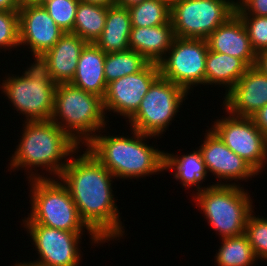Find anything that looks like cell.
<instances>
[{"instance_id":"11","label":"cell","mask_w":267,"mask_h":266,"mask_svg":"<svg viewBox=\"0 0 267 266\" xmlns=\"http://www.w3.org/2000/svg\"><path fill=\"white\" fill-rule=\"evenodd\" d=\"M226 115L212 121L214 123L210 129L228 148L261 174L267 167V137L251 117H239L228 112Z\"/></svg>"},{"instance_id":"15","label":"cell","mask_w":267,"mask_h":266,"mask_svg":"<svg viewBox=\"0 0 267 266\" xmlns=\"http://www.w3.org/2000/svg\"><path fill=\"white\" fill-rule=\"evenodd\" d=\"M18 14L20 47L30 49L34 61L51 49L65 33L42 4L20 7Z\"/></svg>"},{"instance_id":"18","label":"cell","mask_w":267,"mask_h":266,"mask_svg":"<svg viewBox=\"0 0 267 266\" xmlns=\"http://www.w3.org/2000/svg\"><path fill=\"white\" fill-rule=\"evenodd\" d=\"M208 50L242 59L249 67L256 62L248 32L241 18L235 13L217 27L206 39Z\"/></svg>"},{"instance_id":"36","label":"cell","mask_w":267,"mask_h":266,"mask_svg":"<svg viewBox=\"0 0 267 266\" xmlns=\"http://www.w3.org/2000/svg\"><path fill=\"white\" fill-rule=\"evenodd\" d=\"M143 1H145V0H116L115 5L120 6V7H124V8H129V7H133L135 5H138Z\"/></svg>"},{"instance_id":"28","label":"cell","mask_w":267,"mask_h":266,"mask_svg":"<svg viewBox=\"0 0 267 266\" xmlns=\"http://www.w3.org/2000/svg\"><path fill=\"white\" fill-rule=\"evenodd\" d=\"M254 213L253 211L248 217L244 234L256 258L267 262V218L255 216Z\"/></svg>"},{"instance_id":"14","label":"cell","mask_w":267,"mask_h":266,"mask_svg":"<svg viewBox=\"0 0 267 266\" xmlns=\"http://www.w3.org/2000/svg\"><path fill=\"white\" fill-rule=\"evenodd\" d=\"M205 132L203 133L205 140L198 149L202 154L208 173H212L211 175L215 176V179L218 178L217 185L240 186L239 180L247 182L249 179L252 180V177L259 175L247 161L228 148L210 128ZM218 180L220 181L218 182Z\"/></svg>"},{"instance_id":"40","label":"cell","mask_w":267,"mask_h":266,"mask_svg":"<svg viewBox=\"0 0 267 266\" xmlns=\"http://www.w3.org/2000/svg\"><path fill=\"white\" fill-rule=\"evenodd\" d=\"M166 1H168L170 4L173 2V1H175V0H166Z\"/></svg>"},{"instance_id":"33","label":"cell","mask_w":267,"mask_h":266,"mask_svg":"<svg viewBox=\"0 0 267 266\" xmlns=\"http://www.w3.org/2000/svg\"><path fill=\"white\" fill-rule=\"evenodd\" d=\"M254 124L267 137V104L251 116Z\"/></svg>"},{"instance_id":"39","label":"cell","mask_w":267,"mask_h":266,"mask_svg":"<svg viewBox=\"0 0 267 266\" xmlns=\"http://www.w3.org/2000/svg\"><path fill=\"white\" fill-rule=\"evenodd\" d=\"M14 266H41V265H38V264L33 263V262H31V261H29V262H25V261H23V262H19V261H18V263H17V261H16V263L14 264Z\"/></svg>"},{"instance_id":"4","label":"cell","mask_w":267,"mask_h":266,"mask_svg":"<svg viewBox=\"0 0 267 266\" xmlns=\"http://www.w3.org/2000/svg\"><path fill=\"white\" fill-rule=\"evenodd\" d=\"M103 98L70 83H59L55 89L54 108L50 118L81 147L108 124ZM107 123V124H106Z\"/></svg>"},{"instance_id":"26","label":"cell","mask_w":267,"mask_h":266,"mask_svg":"<svg viewBox=\"0 0 267 266\" xmlns=\"http://www.w3.org/2000/svg\"><path fill=\"white\" fill-rule=\"evenodd\" d=\"M149 61L134 50L106 53L104 75L107 84L126 75L140 72Z\"/></svg>"},{"instance_id":"16","label":"cell","mask_w":267,"mask_h":266,"mask_svg":"<svg viewBox=\"0 0 267 266\" xmlns=\"http://www.w3.org/2000/svg\"><path fill=\"white\" fill-rule=\"evenodd\" d=\"M223 96V110L239 117H251L267 104V76L250 66Z\"/></svg>"},{"instance_id":"22","label":"cell","mask_w":267,"mask_h":266,"mask_svg":"<svg viewBox=\"0 0 267 266\" xmlns=\"http://www.w3.org/2000/svg\"><path fill=\"white\" fill-rule=\"evenodd\" d=\"M248 68L249 66L242 59L208 50L205 64V85L222 86L227 93Z\"/></svg>"},{"instance_id":"12","label":"cell","mask_w":267,"mask_h":266,"mask_svg":"<svg viewBox=\"0 0 267 266\" xmlns=\"http://www.w3.org/2000/svg\"><path fill=\"white\" fill-rule=\"evenodd\" d=\"M21 225H24L39 257L31 262L41 266H80L83 254L79 245L84 232H68L38 223Z\"/></svg>"},{"instance_id":"13","label":"cell","mask_w":267,"mask_h":266,"mask_svg":"<svg viewBox=\"0 0 267 266\" xmlns=\"http://www.w3.org/2000/svg\"><path fill=\"white\" fill-rule=\"evenodd\" d=\"M160 77L157 63H148L140 72L126 75L107 84L103 97L105 114L113 112L125 120L139 108L151 85ZM108 111V112H107Z\"/></svg>"},{"instance_id":"21","label":"cell","mask_w":267,"mask_h":266,"mask_svg":"<svg viewBox=\"0 0 267 266\" xmlns=\"http://www.w3.org/2000/svg\"><path fill=\"white\" fill-rule=\"evenodd\" d=\"M165 172L173 171V178L179 181L184 188H192L195 186L196 191L206 188L202 183L207 179L208 171L203 161L202 154L197 148L193 152L178 155L173 153H165ZM207 176V177H206Z\"/></svg>"},{"instance_id":"27","label":"cell","mask_w":267,"mask_h":266,"mask_svg":"<svg viewBox=\"0 0 267 266\" xmlns=\"http://www.w3.org/2000/svg\"><path fill=\"white\" fill-rule=\"evenodd\" d=\"M128 10L132 27H152L170 21V3L166 0H145Z\"/></svg>"},{"instance_id":"24","label":"cell","mask_w":267,"mask_h":266,"mask_svg":"<svg viewBox=\"0 0 267 266\" xmlns=\"http://www.w3.org/2000/svg\"><path fill=\"white\" fill-rule=\"evenodd\" d=\"M107 7L79 1L73 31L87 43H95L104 30Z\"/></svg>"},{"instance_id":"31","label":"cell","mask_w":267,"mask_h":266,"mask_svg":"<svg viewBox=\"0 0 267 266\" xmlns=\"http://www.w3.org/2000/svg\"><path fill=\"white\" fill-rule=\"evenodd\" d=\"M248 32L252 48L258 54L267 50V16L238 15Z\"/></svg>"},{"instance_id":"1","label":"cell","mask_w":267,"mask_h":266,"mask_svg":"<svg viewBox=\"0 0 267 266\" xmlns=\"http://www.w3.org/2000/svg\"><path fill=\"white\" fill-rule=\"evenodd\" d=\"M70 158L59 179L68 188L79 217L103 242L125 235L120 211L115 204L114 175L87 149ZM114 179V180H113ZM120 217V218H119Z\"/></svg>"},{"instance_id":"6","label":"cell","mask_w":267,"mask_h":266,"mask_svg":"<svg viewBox=\"0 0 267 266\" xmlns=\"http://www.w3.org/2000/svg\"><path fill=\"white\" fill-rule=\"evenodd\" d=\"M193 201L208 225L220 238L244 234L246 223L254 211L252 196L241 185H217L193 192Z\"/></svg>"},{"instance_id":"8","label":"cell","mask_w":267,"mask_h":266,"mask_svg":"<svg viewBox=\"0 0 267 266\" xmlns=\"http://www.w3.org/2000/svg\"><path fill=\"white\" fill-rule=\"evenodd\" d=\"M189 93L161 76L151 85L138 110L126 120L130 129L160 137L174 121Z\"/></svg>"},{"instance_id":"37","label":"cell","mask_w":267,"mask_h":266,"mask_svg":"<svg viewBox=\"0 0 267 266\" xmlns=\"http://www.w3.org/2000/svg\"><path fill=\"white\" fill-rule=\"evenodd\" d=\"M79 1L91 3L95 5H101V6L108 8V7L114 6L116 0H79Z\"/></svg>"},{"instance_id":"7","label":"cell","mask_w":267,"mask_h":266,"mask_svg":"<svg viewBox=\"0 0 267 266\" xmlns=\"http://www.w3.org/2000/svg\"><path fill=\"white\" fill-rule=\"evenodd\" d=\"M32 62L22 76L5 74L0 89L14 107L12 109L25 116L24 121L50 120L57 84L35 61Z\"/></svg>"},{"instance_id":"20","label":"cell","mask_w":267,"mask_h":266,"mask_svg":"<svg viewBox=\"0 0 267 266\" xmlns=\"http://www.w3.org/2000/svg\"><path fill=\"white\" fill-rule=\"evenodd\" d=\"M105 57L106 53L95 43H87L81 51L76 73L70 84L103 98L107 88L104 75Z\"/></svg>"},{"instance_id":"19","label":"cell","mask_w":267,"mask_h":266,"mask_svg":"<svg viewBox=\"0 0 267 266\" xmlns=\"http://www.w3.org/2000/svg\"><path fill=\"white\" fill-rule=\"evenodd\" d=\"M175 38L171 21L152 27H132L129 49L141 54L150 63L158 64L167 54Z\"/></svg>"},{"instance_id":"32","label":"cell","mask_w":267,"mask_h":266,"mask_svg":"<svg viewBox=\"0 0 267 266\" xmlns=\"http://www.w3.org/2000/svg\"><path fill=\"white\" fill-rule=\"evenodd\" d=\"M237 15L267 16V0H236Z\"/></svg>"},{"instance_id":"34","label":"cell","mask_w":267,"mask_h":266,"mask_svg":"<svg viewBox=\"0 0 267 266\" xmlns=\"http://www.w3.org/2000/svg\"><path fill=\"white\" fill-rule=\"evenodd\" d=\"M254 66L267 76V50L261 51L257 54Z\"/></svg>"},{"instance_id":"23","label":"cell","mask_w":267,"mask_h":266,"mask_svg":"<svg viewBox=\"0 0 267 266\" xmlns=\"http://www.w3.org/2000/svg\"><path fill=\"white\" fill-rule=\"evenodd\" d=\"M131 28L128 8L108 7L104 30L95 44L105 53L126 51L129 49Z\"/></svg>"},{"instance_id":"9","label":"cell","mask_w":267,"mask_h":266,"mask_svg":"<svg viewBox=\"0 0 267 266\" xmlns=\"http://www.w3.org/2000/svg\"><path fill=\"white\" fill-rule=\"evenodd\" d=\"M236 0H175L170 21L175 36L204 39L235 14Z\"/></svg>"},{"instance_id":"25","label":"cell","mask_w":267,"mask_h":266,"mask_svg":"<svg viewBox=\"0 0 267 266\" xmlns=\"http://www.w3.org/2000/svg\"><path fill=\"white\" fill-rule=\"evenodd\" d=\"M220 240L222 245L214 256L217 266H253L258 263L245 234Z\"/></svg>"},{"instance_id":"10","label":"cell","mask_w":267,"mask_h":266,"mask_svg":"<svg viewBox=\"0 0 267 266\" xmlns=\"http://www.w3.org/2000/svg\"><path fill=\"white\" fill-rule=\"evenodd\" d=\"M208 44L204 39L176 37L165 57L158 63L160 76L192 93L205 86V64Z\"/></svg>"},{"instance_id":"3","label":"cell","mask_w":267,"mask_h":266,"mask_svg":"<svg viewBox=\"0 0 267 266\" xmlns=\"http://www.w3.org/2000/svg\"><path fill=\"white\" fill-rule=\"evenodd\" d=\"M99 131L82 147L118 179H140L164 172L165 152L148 145L147 139L156 138L131 129V134L110 135ZM103 133V135H102ZM130 136V137H129ZM146 141V142H145Z\"/></svg>"},{"instance_id":"2","label":"cell","mask_w":267,"mask_h":266,"mask_svg":"<svg viewBox=\"0 0 267 266\" xmlns=\"http://www.w3.org/2000/svg\"><path fill=\"white\" fill-rule=\"evenodd\" d=\"M23 123V132L10 157L8 171L25 170L28 181L59 178L72 155L82 147L52 120ZM37 167L46 171V175H40Z\"/></svg>"},{"instance_id":"35","label":"cell","mask_w":267,"mask_h":266,"mask_svg":"<svg viewBox=\"0 0 267 266\" xmlns=\"http://www.w3.org/2000/svg\"><path fill=\"white\" fill-rule=\"evenodd\" d=\"M19 8L18 0H0V11H18Z\"/></svg>"},{"instance_id":"29","label":"cell","mask_w":267,"mask_h":266,"mask_svg":"<svg viewBox=\"0 0 267 266\" xmlns=\"http://www.w3.org/2000/svg\"><path fill=\"white\" fill-rule=\"evenodd\" d=\"M79 0H45L42 6L65 32H72Z\"/></svg>"},{"instance_id":"38","label":"cell","mask_w":267,"mask_h":266,"mask_svg":"<svg viewBox=\"0 0 267 266\" xmlns=\"http://www.w3.org/2000/svg\"><path fill=\"white\" fill-rule=\"evenodd\" d=\"M20 7L26 6V5H39L42 4L45 0H18Z\"/></svg>"},{"instance_id":"17","label":"cell","mask_w":267,"mask_h":266,"mask_svg":"<svg viewBox=\"0 0 267 266\" xmlns=\"http://www.w3.org/2000/svg\"><path fill=\"white\" fill-rule=\"evenodd\" d=\"M87 42L78 35L65 32L55 45L35 62L56 84L70 83L76 73L78 60Z\"/></svg>"},{"instance_id":"5","label":"cell","mask_w":267,"mask_h":266,"mask_svg":"<svg viewBox=\"0 0 267 266\" xmlns=\"http://www.w3.org/2000/svg\"><path fill=\"white\" fill-rule=\"evenodd\" d=\"M28 186L31 207L22 223H38L68 232H88L91 245L101 246L103 242L81 220L68 188L59 178L29 180Z\"/></svg>"},{"instance_id":"30","label":"cell","mask_w":267,"mask_h":266,"mask_svg":"<svg viewBox=\"0 0 267 266\" xmlns=\"http://www.w3.org/2000/svg\"><path fill=\"white\" fill-rule=\"evenodd\" d=\"M20 47L18 11H0V52Z\"/></svg>"}]
</instances>
